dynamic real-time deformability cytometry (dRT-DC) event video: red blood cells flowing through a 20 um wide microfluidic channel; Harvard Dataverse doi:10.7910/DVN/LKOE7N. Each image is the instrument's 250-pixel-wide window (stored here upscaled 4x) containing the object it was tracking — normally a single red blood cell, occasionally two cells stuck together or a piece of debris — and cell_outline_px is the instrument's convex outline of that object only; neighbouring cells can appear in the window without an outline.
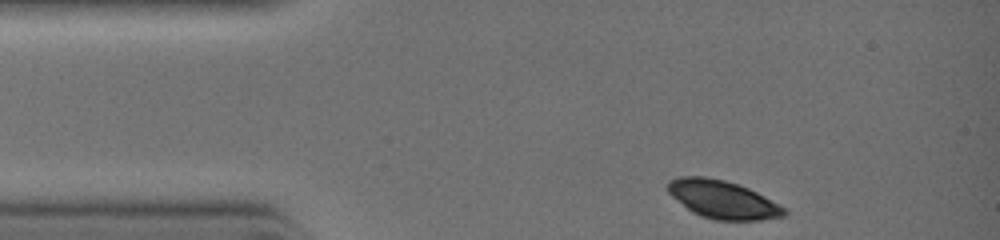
{"species": "common noctule bat (a hibernating species)", "species_latin": "Nyctalus noctula", "temperature_condition": "warm", "stored_images_in_passage": 26, "camera_frame_rate_fps": 3000, "um_per_image_px": 0.085, "animal": {"sex": "female", "body_mass_g": 19.0, "forearm_length_mm": 51.5}, "frame": {"image": 1, "passage_image": 1, "time_ms": 0.0, "image_size_px": [1000, 240], "cell_outline_px": [[788, 212], [784, 216], [760, 220], [716, 220], [700, 216], [692, 212], [672, 196], [668, 192], [668, 180], [680, 176], [704, 176], [724, 180], [748, 188], [780, 204]], "centroid_in_image_um": [61.42, 16.96], "position_along_channel_um": 23.6, "area_um2": 25.66}}
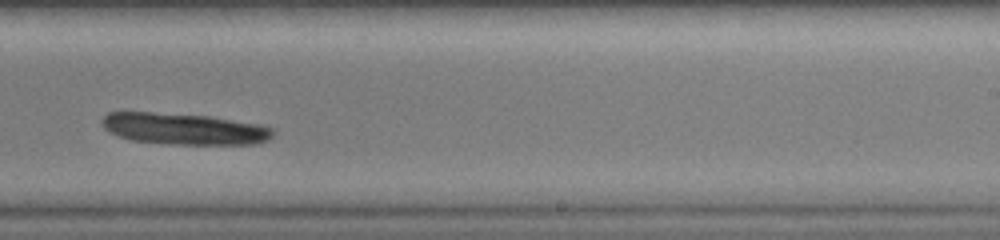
{"frame": {"image": 2, "passage_image": 17, "time_ms": 5.333, "image_size_px": [1000, 240], "cell_outline_px": [[276, 132], [268, 140], [260, 144], [172, 144], [132, 140], [108, 132], [104, 128], [100, 120], [108, 112], [152, 112], [212, 116], [260, 124], [272, 128]], "centroid_in_image_um": [15.68, 10.94], "position_along_channel_um": 273.3, "area_um2": 31.56}}
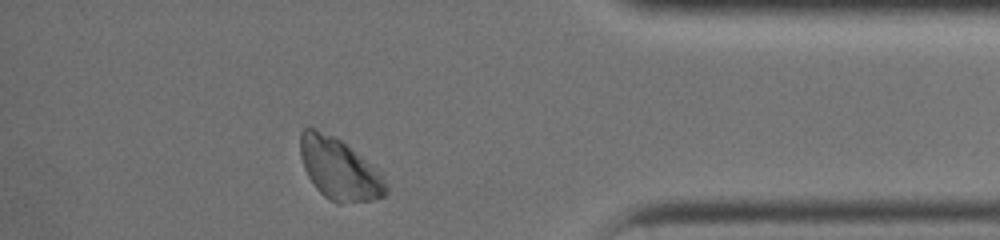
{"frame": {"image": 3, "passage_image": 25, "time_ms": 8.0, "image_size_px": [1000, 240], "cell_outline_px": [[388, 192], [384, 196], [372, 200], [340, 204], [336, 204], [324, 196], [316, 188], [308, 176], [304, 168], [300, 156], [300, 132], [304, 128], [316, 128], [340, 140], [372, 164], [384, 176], [388, 188]], "centroid_in_image_um": [28.84, 14.39], "position_along_channel_um": 406.4, "area_um2": 30.75}}